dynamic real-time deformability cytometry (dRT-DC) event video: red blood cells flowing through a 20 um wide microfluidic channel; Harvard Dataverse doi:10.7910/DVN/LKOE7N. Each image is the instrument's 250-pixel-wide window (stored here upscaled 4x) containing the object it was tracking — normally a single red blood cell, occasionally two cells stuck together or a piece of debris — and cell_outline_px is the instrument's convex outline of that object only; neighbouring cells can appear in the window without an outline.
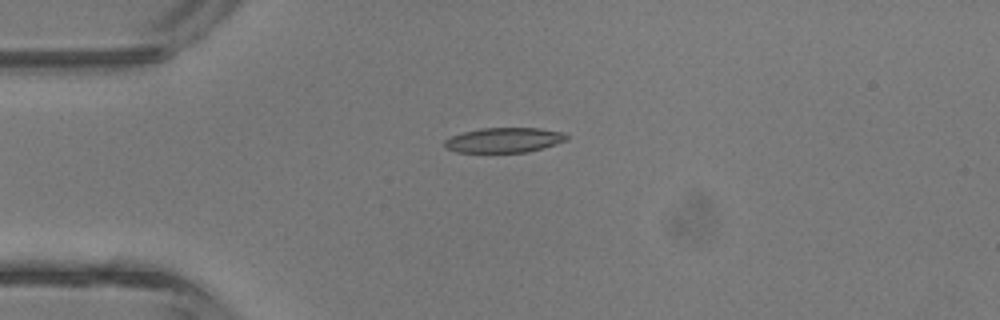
{"species": "common noctule bat (a hibernating species)", "species_latin": "Nyctalus noctula", "temperature_condition": "room temperature", "stored_images_in_passage": 5, "camera_frame_rate_fps": 3000, "um_per_image_px": 0.085, "animal": {"sex": "male", "body_mass_g": 13.3}, "frame": {"image": 1, "passage_image": 4, "time_ms": 3.333, "image_size_px": [1000, 320], "cell_outline_px": [[568, 140], [556, 144], [524, 152], [456, 152], [444, 148], [444, 140], [452, 136], [464, 132], [480, 128], [540, 128], [564, 132], [568, 136]], "centroid_in_image_um": [42.84, 11.9], "position_along_channel_um": 42.2, "area_um2": 17.69}}